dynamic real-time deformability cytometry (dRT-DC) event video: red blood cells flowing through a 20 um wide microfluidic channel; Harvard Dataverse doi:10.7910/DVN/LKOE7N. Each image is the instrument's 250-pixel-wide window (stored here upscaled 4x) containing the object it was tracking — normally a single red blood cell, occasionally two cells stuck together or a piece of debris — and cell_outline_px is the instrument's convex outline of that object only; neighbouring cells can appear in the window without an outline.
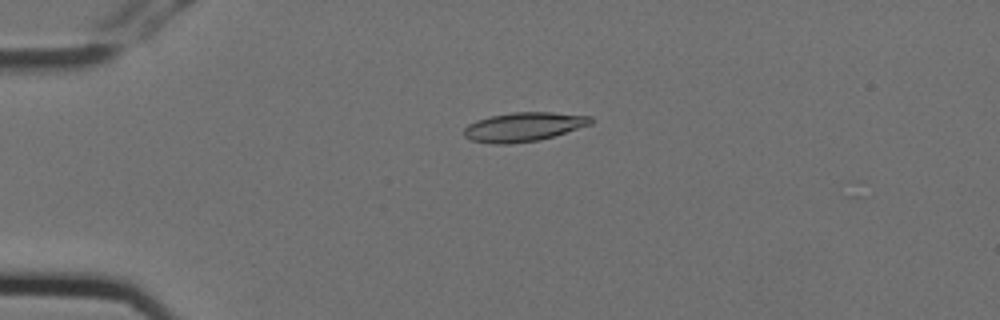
{"species": "Egyptian fruit bat (a non-hibernating species)", "species_latin": "Rousettus aegyptiacus", "temperature_condition": "cold", "stored_images_in_passage": 4, "camera_frame_rate_fps": 3000, "um_per_image_px": 0.085, "animal": {"sex": "female"}, "frame": {"image": 1, "passage_image": 4, "time_ms": 1.0, "image_size_px": [1000, 320], "cell_outline_px": [[592, 124], [540, 140], [508, 144], [496, 144], [468, 140], [464, 136], [464, 128], [468, 124], [476, 120], [492, 116], [512, 112], [552, 112], [592, 116]], "centroid_in_image_um": [44.49, 10.78], "position_along_channel_um": 40.5, "area_um2": 21.5}}